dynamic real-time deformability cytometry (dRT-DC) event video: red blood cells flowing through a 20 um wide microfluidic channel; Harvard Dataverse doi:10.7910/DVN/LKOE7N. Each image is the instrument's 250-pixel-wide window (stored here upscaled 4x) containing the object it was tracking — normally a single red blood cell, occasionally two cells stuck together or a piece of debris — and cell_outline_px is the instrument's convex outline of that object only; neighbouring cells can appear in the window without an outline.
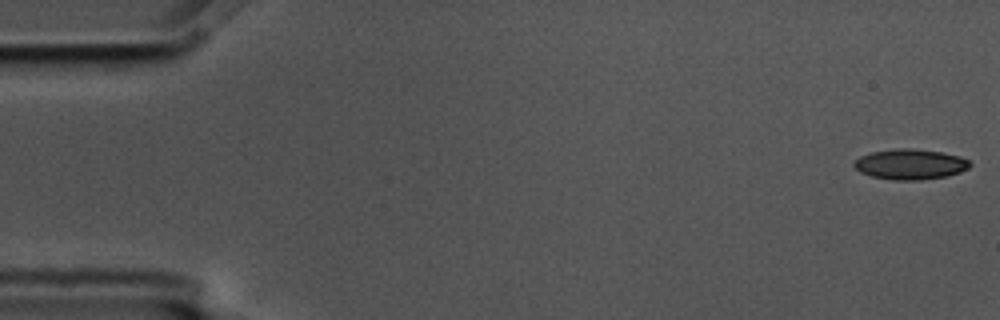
{"species": "common noctule bat (a hibernating species)", "species_latin": "Nyctalus noctula", "temperature_condition": "cold", "stored_images_in_passage": 4, "camera_frame_rate_fps": 3000, "um_per_image_px": 0.085, "animal": {"sex": "male", "body_mass_g": 17.5, "forearm_length_mm": 52.3}, "frame": {"image": 1, "passage_image": 1, "time_ms": 0.0, "image_size_px": [1000, 320], "cell_outline_px": [[972, 164], [968, 168], [960, 172], [948, 176], [924, 180], [892, 180], [872, 176], [860, 172], [852, 164], [860, 156], [872, 152], [896, 148], [912, 148], [940, 152], [960, 156], [968, 160]], "centroid_in_image_um": [77.38, 13.97], "position_along_channel_um": 7.6, "area_um2": 20.58}}